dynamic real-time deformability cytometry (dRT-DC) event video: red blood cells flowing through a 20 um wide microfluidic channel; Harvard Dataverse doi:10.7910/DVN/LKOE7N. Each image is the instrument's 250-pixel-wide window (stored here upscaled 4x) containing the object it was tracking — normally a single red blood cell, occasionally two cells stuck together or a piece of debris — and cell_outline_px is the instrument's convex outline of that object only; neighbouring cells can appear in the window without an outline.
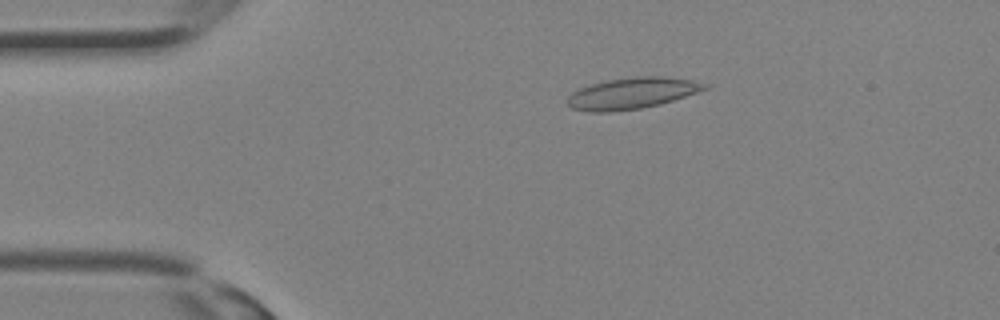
{"species": "Egyptian fruit bat (a non-hibernating species)", "species_latin": "Rousettus aegyptiacus", "temperature_condition": "room temperature", "stored_images_in_passage": 32, "camera_frame_rate_fps": 3000, "um_per_image_px": 0.085, "animal": {"sex": "female"}, "frame": {"image": 1, "passage_image": 6, "time_ms": 1.667, "image_size_px": [1000, 320], "cell_outline_px": [[708, 88], [660, 104], [640, 108], [612, 112], [588, 112], [572, 108], [568, 104], [568, 96], [572, 92], [580, 88], [592, 84], [608, 80], [636, 76], [660, 76], [692, 80], [708, 84]], "centroid_in_image_um": [53.69, 7.93], "position_along_channel_um": 31.3, "area_um2": 24.74}}
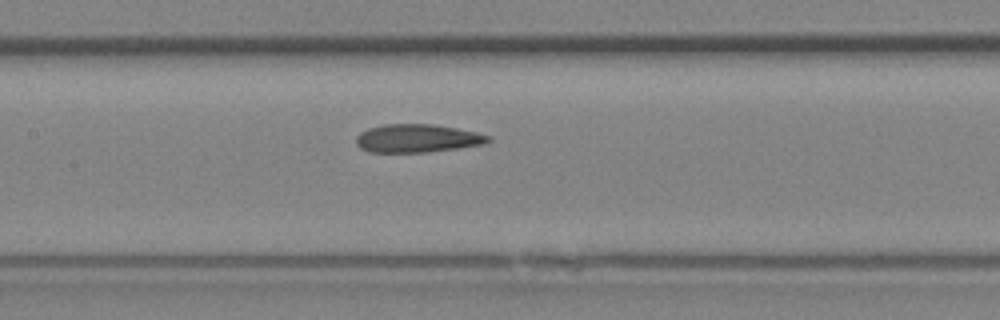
{"frame": {"image": 2, "passage_image": 15, "time_ms": 4.667, "image_size_px": [1000, 320], "cell_outline_px": [[492, 140], [484, 144], [460, 148], [424, 152], [368, 152], [360, 148], [356, 144], [356, 136], [360, 132], [368, 128], [384, 124], [432, 124], [456, 128], [476, 132], [492, 136]], "centroid_in_image_um": [35.47, 11.76], "position_along_channel_um": 171.9, "area_um2": 21.85}}
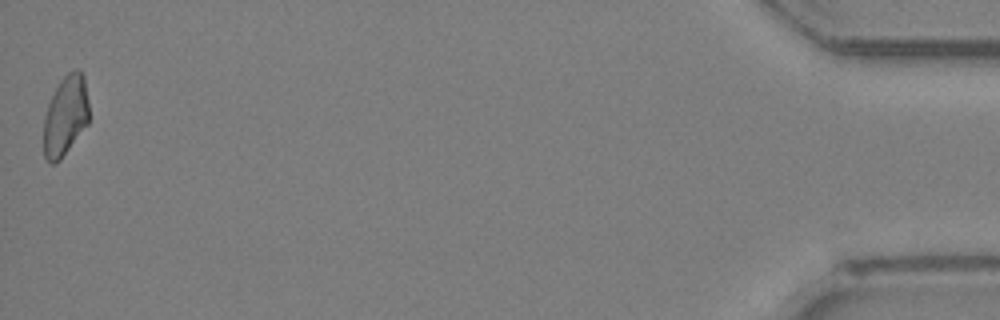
{"frame": {"image": 3, "passage_image": 32, "time_ms": 10.333, "image_size_px": [1000, 320], "cell_outline_px": [[88, 124], [60, 160], [56, 164], [48, 164], [44, 156], [44, 116], [48, 104], [60, 80], [68, 72], [76, 68], [80, 68], [84, 72], [88, 100]], "centroid_in_image_um": [5.57, 9.83], "position_along_channel_um": 429.6, "area_um2": 21.44}}